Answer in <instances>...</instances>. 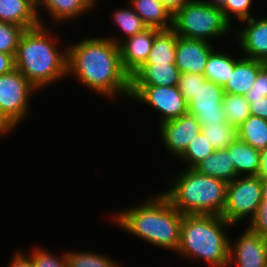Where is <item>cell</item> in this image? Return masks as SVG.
I'll return each instance as SVG.
<instances>
[{"instance_id": "cell-1", "label": "cell", "mask_w": 267, "mask_h": 267, "mask_svg": "<svg viewBox=\"0 0 267 267\" xmlns=\"http://www.w3.org/2000/svg\"><path fill=\"white\" fill-rule=\"evenodd\" d=\"M67 75L104 98H129L130 75L121 62L119 44L108 37L84 38L67 46Z\"/></svg>"}, {"instance_id": "cell-2", "label": "cell", "mask_w": 267, "mask_h": 267, "mask_svg": "<svg viewBox=\"0 0 267 267\" xmlns=\"http://www.w3.org/2000/svg\"><path fill=\"white\" fill-rule=\"evenodd\" d=\"M112 214L111 219L133 236L163 250L177 251L183 214L162 192Z\"/></svg>"}, {"instance_id": "cell-3", "label": "cell", "mask_w": 267, "mask_h": 267, "mask_svg": "<svg viewBox=\"0 0 267 267\" xmlns=\"http://www.w3.org/2000/svg\"><path fill=\"white\" fill-rule=\"evenodd\" d=\"M47 25L25 29L14 56L15 68L40 91L67 76V47L59 49V38ZM55 36V37H54ZM57 40V41H56ZM62 50V51H61Z\"/></svg>"}, {"instance_id": "cell-4", "label": "cell", "mask_w": 267, "mask_h": 267, "mask_svg": "<svg viewBox=\"0 0 267 267\" xmlns=\"http://www.w3.org/2000/svg\"><path fill=\"white\" fill-rule=\"evenodd\" d=\"M230 226L221 215H183L176 252L210 267H228L230 239L225 230Z\"/></svg>"}, {"instance_id": "cell-5", "label": "cell", "mask_w": 267, "mask_h": 267, "mask_svg": "<svg viewBox=\"0 0 267 267\" xmlns=\"http://www.w3.org/2000/svg\"><path fill=\"white\" fill-rule=\"evenodd\" d=\"M184 169L168 178L172 186L162 193L183 215H222L228 183L193 168Z\"/></svg>"}, {"instance_id": "cell-6", "label": "cell", "mask_w": 267, "mask_h": 267, "mask_svg": "<svg viewBox=\"0 0 267 267\" xmlns=\"http://www.w3.org/2000/svg\"><path fill=\"white\" fill-rule=\"evenodd\" d=\"M232 28L221 8L209 5L206 0H189L172 17V29L188 39L211 43L214 38L227 36Z\"/></svg>"}, {"instance_id": "cell-7", "label": "cell", "mask_w": 267, "mask_h": 267, "mask_svg": "<svg viewBox=\"0 0 267 267\" xmlns=\"http://www.w3.org/2000/svg\"><path fill=\"white\" fill-rule=\"evenodd\" d=\"M36 91L16 68L0 75V115L13 129L29 116L30 97Z\"/></svg>"}, {"instance_id": "cell-8", "label": "cell", "mask_w": 267, "mask_h": 267, "mask_svg": "<svg viewBox=\"0 0 267 267\" xmlns=\"http://www.w3.org/2000/svg\"><path fill=\"white\" fill-rule=\"evenodd\" d=\"M263 199L262 180L258 176H238L227 184L222 217L233 226L247 217H255Z\"/></svg>"}, {"instance_id": "cell-9", "label": "cell", "mask_w": 267, "mask_h": 267, "mask_svg": "<svg viewBox=\"0 0 267 267\" xmlns=\"http://www.w3.org/2000/svg\"><path fill=\"white\" fill-rule=\"evenodd\" d=\"M129 99L143 103L160 114V123L188 113V104L177 86H130Z\"/></svg>"}, {"instance_id": "cell-10", "label": "cell", "mask_w": 267, "mask_h": 267, "mask_svg": "<svg viewBox=\"0 0 267 267\" xmlns=\"http://www.w3.org/2000/svg\"><path fill=\"white\" fill-rule=\"evenodd\" d=\"M224 88L205 80L188 104V113L194 115L200 126L213 123H227L223 112Z\"/></svg>"}, {"instance_id": "cell-11", "label": "cell", "mask_w": 267, "mask_h": 267, "mask_svg": "<svg viewBox=\"0 0 267 267\" xmlns=\"http://www.w3.org/2000/svg\"><path fill=\"white\" fill-rule=\"evenodd\" d=\"M158 129L162 144L175 158H178L201 132L199 121L189 113L159 124Z\"/></svg>"}, {"instance_id": "cell-12", "label": "cell", "mask_w": 267, "mask_h": 267, "mask_svg": "<svg viewBox=\"0 0 267 267\" xmlns=\"http://www.w3.org/2000/svg\"><path fill=\"white\" fill-rule=\"evenodd\" d=\"M234 242L230 241L228 267H267V239L248 227Z\"/></svg>"}, {"instance_id": "cell-13", "label": "cell", "mask_w": 267, "mask_h": 267, "mask_svg": "<svg viewBox=\"0 0 267 267\" xmlns=\"http://www.w3.org/2000/svg\"><path fill=\"white\" fill-rule=\"evenodd\" d=\"M159 31L156 28H146L140 33L123 38V40L118 36H108L113 42L119 44L122 66L130 76L146 62L155 35Z\"/></svg>"}, {"instance_id": "cell-14", "label": "cell", "mask_w": 267, "mask_h": 267, "mask_svg": "<svg viewBox=\"0 0 267 267\" xmlns=\"http://www.w3.org/2000/svg\"><path fill=\"white\" fill-rule=\"evenodd\" d=\"M244 27H240L236 32V40H238L240 56L259 60L267 63V17H261L240 21Z\"/></svg>"}, {"instance_id": "cell-15", "label": "cell", "mask_w": 267, "mask_h": 267, "mask_svg": "<svg viewBox=\"0 0 267 267\" xmlns=\"http://www.w3.org/2000/svg\"><path fill=\"white\" fill-rule=\"evenodd\" d=\"M204 40L177 36L175 65L180 73L203 75L207 59L216 48Z\"/></svg>"}, {"instance_id": "cell-16", "label": "cell", "mask_w": 267, "mask_h": 267, "mask_svg": "<svg viewBox=\"0 0 267 267\" xmlns=\"http://www.w3.org/2000/svg\"><path fill=\"white\" fill-rule=\"evenodd\" d=\"M180 74L175 64H143L130 76V86H177Z\"/></svg>"}, {"instance_id": "cell-17", "label": "cell", "mask_w": 267, "mask_h": 267, "mask_svg": "<svg viewBox=\"0 0 267 267\" xmlns=\"http://www.w3.org/2000/svg\"><path fill=\"white\" fill-rule=\"evenodd\" d=\"M96 2L97 0H36V10L40 24L46 25L39 16V13H41L39 10L42 6L44 7L43 10L46 9L49 12L52 21L58 24V22L63 23L66 20L77 19L84 13L87 14L95 7Z\"/></svg>"}, {"instance_id": "cell-18", "label": "cell", "mask_w": 267, "mask_h": 267, "mask_svg": "<svg viewBox=\"0 0 267 267\" xmlns=\"http://www.w3.org/2000/svg\"><path fill=\"white\" fill-rule=\"evenodd\" d=\"M267 63L250 58L241 57L235 64L232 74L229 76L226 85L223 87L224 92L233 95L245 94L253 87L258 72Z\"/></svg>"}, {"instance_id": "cell-19", "label": "cell", "mask_w": 267, "mask_h": 267, "mask_svg": "<svg viewBox=\"0 0 267 267\" xmlns=\"http://www.w3.org/2000/svg\"><path fill=\"white\" fill-rule=\"evenodd\" d=\"M0 22L29 29L40 24L36 0H0Z\"/></svg>"}, {"instance_id": "cell-20", "label": "cell", "mask_w": 267, "mask_h": 267, "mask_svg": "<svg viewBox=\"0 0 267 267\" xmlns=\"http://www.w3.org/2000/svg\"><path fill=\"white\" fill-rule=\"evenodd\" d=\"M197 172L230 183L238 177L231 154L227 148L215 149L214 153L198 163Z\"/></svg>"}, {"instance_id": "cell-21", "label": "cell", "mask_w": 267, "mask_h": 267, "mask_svg": "<svg viewBox=\"0 0 267 267\" xmlns=\"http://www.w3.org/2000/svg\"><path fill=\"white\" fill-rule=\"evenodd\" d=\"M133 10L142 18L148 28L172 29V15L161 0H129Z\"/></svg>"}, {"instance_id": "cell-22", "label": "cell", "mask_w": 267, "mask_h": 267, "mask_svg": "<svg viewBox=\"0 0 267 267\" xmlns=\"http://www.w3.org/2000/svg\"><path fill=\"white\" fill-rule=\"evenodd\" d=\"M238 176H256L260 166V151L239 138L227 147Z\"/></svg>"}, {"instance_id": "cell-23", "label": "cell", "mask_w": 267, "mask_h": 267, "mask_svg": "<svg viewBox=\"0 0 267 267\" xmlns=\"http://www.w3.org/2000/svg\"><path fill=\"white\" fill-rule=\"evenodd\" d=\"M213 50L208 59L204 70L206 80L212 81L224 87L229 76L234 70L235 64L241 59L233 57L227 53Z\"/></svg>"}, {"instance_id": "cell-24", "label": "cell", "mask_w": 267, "mask_h": 267, "mask_svg": "<svg viewBox=\"0 0 267 267\" xmlns=\"http://www.w3.org/2000/svg\"><path fill=\"white\" fill-rule=\"evenodd\" d=\"M177 36L173 29L160 30L144 64H175Z\"/></svg>"}, {"instance_id": "cell-25", "label": "cell", "mask_w": 267, "mask_h": 267, "mask_svg": "<svg viewBox=\"0 0 267 267\" xmlns=\"http://www.w3.org/2000/svg\"><path fill=\"white\" fill-rule=\"evenodd\" d=\"M239 139L257 150L267 148V120L250 115L238 127Z\"/></svg>"}, {"instance_id": "cell-26", "label": "cell", "mask_w": 267, "mask_h": 267, "mask_svg": "<svg viewBox=\"0 0 267 267\" xmlns=\"http://www.w3.org/2000/svg\"><path fill=\"white\" fill-rule=\"evenodd\" d=\"M201 132L215 149L227 148L239 138L238 128L228 123L206 124L201 127Z\"/></svg>"}, {"instance_id": "cell-27", "label": "cell", "mask_w": 267, "mask_h": 267, "mask_svg": "<svg viewBox=\"0 0 267 267\" xmlns=\"http://www.w3.org/2000/svg\"><path fill=\"white\" fill-rule=\"evenodd\" d=\"M223 112L227 123L239 127L249 116V102L245 96L225 93L223 97Z\"/></svg>"}, {"instance_id": "cell-28", "label": "cell", "mask_w": 267, "mask_h": 267, "mask_svg": "<svg viewBox=\"0 0 267 267\" xmlns=\"http://www.w3.org/2000/svg\"><path fill=\"white\" fill-rule=\"evenodd\" d=\"M67 267H119L116 260L93 251H66ZM121 267V266H120Z\"/></svg>"}, {"instance_id": "cell-29", "label": "cell", "mask_w": 267, "mask_h": 267, "mask_svg": "<svg viewBox=\"0 0 267 267\" xmlns=\"http://www.w3.org/2000/svg\"><path fill=\"white\" fill-rule=\"evenodd\" d=\"M214 151L215 148L211 145L208 138L200 132L178 159L185 162L188 166L187 168H194L198 163L213 154Z\"/></svg>"}, {"instance_id": "cell-30", "label": "cell", "mask_w": 267, "mask_h": 267, "mask_svg": "<svg viewBox=\"0 0 267 267\" xmlns=\"http://www.w3.org/2000/svg\"><path fill=\"white\" fill-rule=\"evenodd\" d=\"M130 8H120L115 9L114 14H112L113 22L116 24L121 32L125 34L124 38L133 36L137 33L144 31L146 24L143 22L142 18L133 10L131 5Z\"/></svg>"}, {"instance_id": "cell-31", "label": "cell", "mask_w": 267, "mask_h": 267, "mask_svg": "<svg viewBox=\"0 0 267 267\" xmlns=\"http://www.w3.org/2000/svg\"><path fill=\"white\" fill-rule=\"evenodd\" d=\"M25 29L19 25L0 22V52L15 56L19 39Z\"/></svg>"}, {"instance_id": "cell-32", "label": "cell", "mask_w": 267, "mask_h": 267, "mask_svg": "<svg viewBox=\"0 0 267 267\" xmlns=\"http://www.w3.org/2000/svg\"><path fill=\"white\" fill-rule=\"evenodd\" d=\"M33 267H67L66 251L57 256L42 247H33L30 254Z\"/></svg>"}, {"instance_id": "cell-33", "label": "cell", "mask_w": 267, "mask_h": 267, "mask_svg": "<svg viewBox=\"0 0 267 267\" xmlns=\"http://www.w3.org/2000/svg\"><path fill=\"white\" fill-rule=\"evenodd\" d=\"M252 3L253 0H226L221 10L225 19L232 25V18L240 22L252 17Z\"/></svg>"}, {"instance_id": "cell-34", "label": "cell", "mask_w": 267, "mask_h": 267, "mask_svg": "<svg viewBox=\"0 0 267 267\" xmlns=\"http://www.w3.org/2000/svg\"><path fill=\"white\" fill-rule=\"evenodd\" d=\"M205 80L206 78L204 75H197L194 73L180 74L177 87L187 103L193 99V95L196 94L199 85L203 84Z\"/></svg>"}, {"instance_id": "cell-35", "label": "cell", "mask_w": 267, "mask_h": 267, "mask_svg": "<svg viewBox=\"0 0 267 267\" xmlns=\"http://www.w3.org/2000/svg\"><path fill=\"white\" fill-rule=\"evenodd\" d=\"M267 96V64L258 72L253 87L245 94L246 100H260Z\"/></svg>"}, {"instance_id": "cell-36", "label": "cell", "mask_w": 267, "mask_h": 267, "mask_svg": "<svg viewBox=\"0 0 267 267\" xmlns=\"http://www.w3.org/2000/svg\"><path fill=\"white\" fill-rule=\"evenodd\" d=\"M247 227L267 239V201H261L255 217Z\"/></svg>"}, {"instance_id": "cell-37", "label": "cell", "mask_w": 267, "mask_h": 267, "mask_svg": "<svg viewBox=\"0 0 267 267\" xmlns=\"http://www.w3.org/2000/svg\"><path fill=\"white\" fill-rule=\"evenodd\" d=\"M249 102L250 115L267 120V96L260 100H247Z\"/></svg>"}, {"instance_id": "cell-38", "label": "cell", "mask_w": 267, "mask_h": 267, "mask_svg": "<svg viewBox=\"0 0 267 267\" xmlns=\"http://www.w3.org/2000/svg\"><path fill=\"white\" fill-rule=\"evenodd\" d=\"M22 250H17L13 254L12 260L8 267H33L32 260L29 255H25Z\"/></svg>"}, {"instance_id": "cell-39", "label": "cell", "mask_w": 267, "mask_h": 267, "mask_svg": "<svg viewBox=\"0 0 267 267\" xmlns=\"http://www.w3.org/2000/svg\"><path fill=\"white\" fill-rule=\"evenodd\" d=\"M15 69L14 55L0 52V75L9 73Z\"/></svg>"}, {"instance_id": "cell-40", "label": "cell", "mask_w": 267, "mask_h": 267, "mask_svg": "<svg viewBox=\"0 0 267 267\" xmlns=\"http://www.w3.org/2000/svg\"><path fill=\"white\" fill-rule=\"evenodd\" d=\"M165 8L173 16L178 12L189 0H161Z\"/></svg>"}, {"instance_id": "cell-41", "label": "cell", "mask_w": 267, "mask_h": 267, "mask_svg": "<svg viewBox=\"0 0 267 267\" xmlns=\"http://www.w3.org/2000/svg\"><path fill=\"white\" fill-rule=\"evenodd\" d=\"M256 176L267 180V148L260 150V166Z\"/></svg>"}, {"instance_id": "cell-42", "label": "cell", "mask_w": 267, "mask_h": 267, "mask_svg": "<svg viewBox=\"0 0 267 267\" xmlns=\"http://www.w3.org/2000/svg\"><path fill=\"white\" fill-rule=\"evenodd\" d=\"M15 131L0 115V137L6 136V134Z\"/></svg>"}, {"instance_id": "cell-43", "label": "cell", "mask_w": 267, "mask_h": 267, "mask_svg": "<svg viewBox=\"0 0 267 267\" xmlns=\"http://www.w3.org/2000/svg\"><path fill=\"white\" fill-rule=\"evenodd\" d=\"M206 2L211 6L222 8L225 5L226 0H206Z\"/></svg>"}, {"instance_id": "cell-44", "label": "cell", "mask_w": 267, "mask_h": 267, "mask_svg": "<svg viewBox=\"0 0 267 267\" xmlns=\"http://www.w3.org/2000/svg\"><path fill=\"white\" fill-rule=\"evenodd\" d=\"M262 192H263L262 201H267V180H262Z\"/></svg>"}]
</instances>
